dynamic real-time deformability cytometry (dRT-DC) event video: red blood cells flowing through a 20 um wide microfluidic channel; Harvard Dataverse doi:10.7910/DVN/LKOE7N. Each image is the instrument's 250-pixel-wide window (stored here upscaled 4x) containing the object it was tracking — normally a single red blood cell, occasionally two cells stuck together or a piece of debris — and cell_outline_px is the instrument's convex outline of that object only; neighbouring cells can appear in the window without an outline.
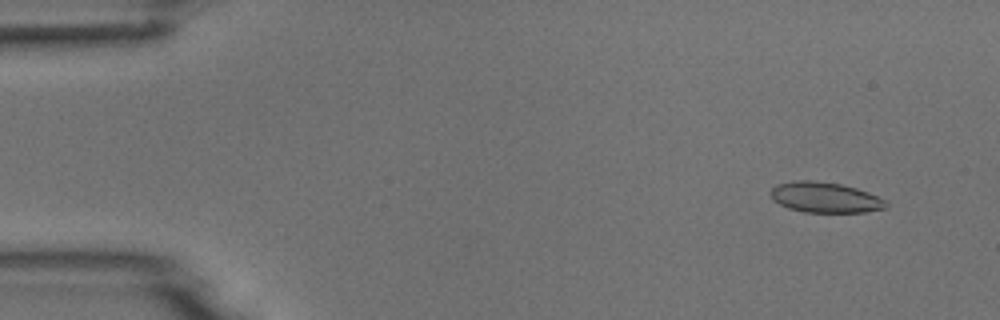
{"species": "common noctule bat (a hibernating species)", "species_latin": "Nyctalus noctula", "temperature_condition": "room temperature", "stored_images_in_passage": 5, "camera_frame_rate_fps": 3000, "um_per_image_px": 0.085, "animal": {"sex": "male", "body_mass_g": 18.8}, "frame": {"image": 1, "passage_image": 2, "time_ms": 1.0, "image_size_px": [1000, 320], "cell_outline_px": [[888, 208], [864, 212], [804, 212], [788, 208], [772, 200], [772, 188], [776, 184], [796, 180], [812, 180], [840, 184], [856, 188], [868, 192], [884, 200], [888, 204]], "centroid_in_image_um": [70.13, 16.78], "position_along_channel_um": 14.9, "area_um2": 20.4}}
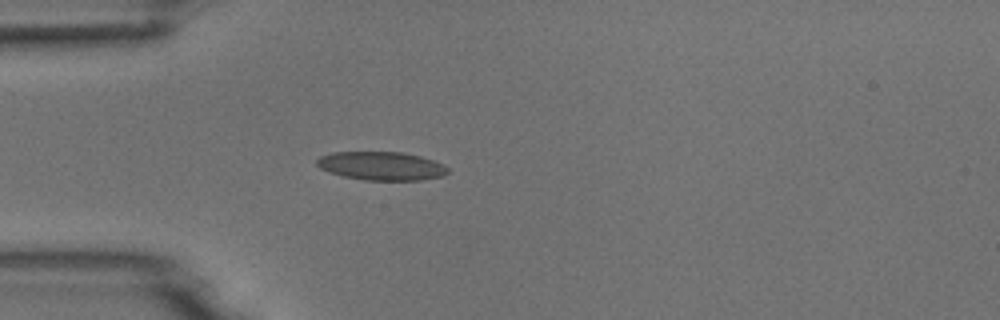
{"frame": {"image": 2, "passage_image": 5, "time_ms": 4.667, "image_size_px": [1000, 320], "cell_outline_px": [[448, 172], [440, 176], [420, 180], [364, 180], [344, 176], [328, 172], [320, 168], [316, 164], [316, 160], [320, 156], [332, 152], [400, 152], [420, 156], [444, 164], [448, 168]], "centroid_in_image_um": [32.39, 14.1], "position_along_channel_um": 52.6, "area_um2": 21.68}}